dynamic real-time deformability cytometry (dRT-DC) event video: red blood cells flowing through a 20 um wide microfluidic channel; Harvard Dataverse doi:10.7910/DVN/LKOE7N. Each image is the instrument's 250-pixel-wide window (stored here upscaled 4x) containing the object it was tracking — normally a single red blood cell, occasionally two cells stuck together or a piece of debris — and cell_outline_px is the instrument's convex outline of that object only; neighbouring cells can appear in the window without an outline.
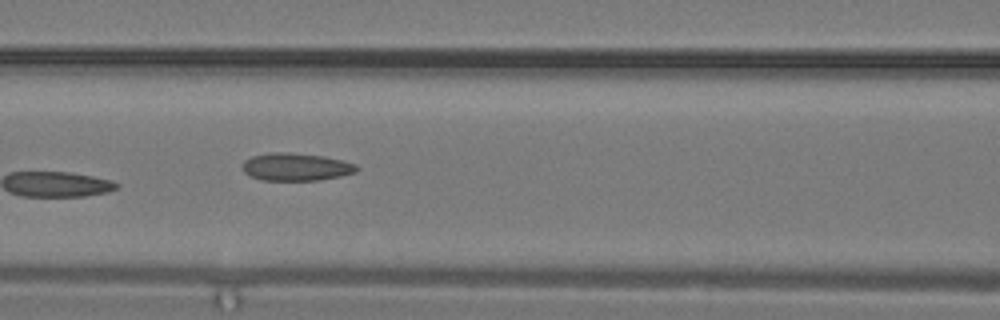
{"species": "common noctule bat (a hibernating species)", "species_latin": "Nyctalus noctula", "temperature_condition": "warm", "stored_images_in_passage": 27, "camera_frame_rate_fps": 3000, "um_per_image_px": 0.085, "animal": {"sex": "male", "body_mass_g": 19.2, "forearm_length_mm": 51.8}, "frame": {"image": 1, "passage_image": 12, "time_ms": 3.667, "image_size_px": [1000, 320], "cell_outline_px": [[360, 168], [356, 172], [340, 176], [320, 180], [260, 180], [248, 176], [244, 172], [240, 164], [244, 160], [252, 156], [268, 152], [288, 152], [324, 156], [356, 164]], "centroid_in_image_um": [25.11, 14.18], "position_along_channel_um": 141.5, "area_um2": 18.67}}